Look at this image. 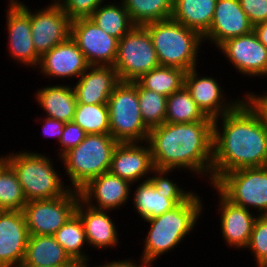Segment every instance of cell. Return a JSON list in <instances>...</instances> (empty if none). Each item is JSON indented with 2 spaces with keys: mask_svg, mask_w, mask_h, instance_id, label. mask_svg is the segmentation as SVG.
Instances as JSON below:
<instances>
[{
  "mask_svg": "<svg viewBox=\"0 0 267 267\" xmlns=\"http://www.w3.org/2000/svg\"><path fill=\"white\" fill-rule=\"evenodd\" d=\"M264 166L267 125L245 97L232 111L213 119L211 186L225 173Z\"/></svg>",
  "mask_w": 267,
  "mask_h": 267,
  "instance_id": "obj_1",
  "label": "cell"
},
{
  "mask_svg": "<svg viewBox=\"0 0 267 267\" xmlns=\"http://www.w3.org/2000/svg\"><path fill=\"white\" fill-rule=\"evenodd\" d=\"M147 142L157 173L186 169L199 178H207L211 186L212 118L193 123L164 122L149 131Z\"/></svg>",
  "mask_w": 267,
  "mask_h": 267,
  "instance_id": "obj_2",
  "label": "cell"
},
{
  "mask_svg": "<svg viewBox=\"0 0 267 267\" xmlns=\"http://www.w3.org/2000/svg\"><path fill=\"white\" fill-rule=\"evenodd\" d=\"M202 201V196L200 198V195L193 191L173 210L144 220L145 223H149V230L143 238V253L140 258L153 266V262L161 259L160 256L179 247L180 243L193 232L203 214L205 206Z\"/></svg>",
  "mask_w": 267,
  "mask_h": 267,
  "instance_id": "obj_3",
  "label": "cell"
},
{
  "mask_svg": "<svg viewBox=\"0 0 267 267\" xmlns=\"http://www.w3.org/2000/svg\"><path fill=\"white\" fill-rule=\"evenodd\" d=\"M149 32L160 66L188 72L198 66L203 37L195 30L169 18L143 25Z\"/></svg>",
  "mask_w": 267,
  "mask_h": 267,
  "instance_id": "obj_4",
  "label": "cell"
},
{
  "mask_svg": "<svg viewBox=\"0 0 267 267\" xmlns=\"http://www.w3.org/2000/svg\"><path fill=\"white\" fill-rule=\"evenodd\" d=\"M45 155L25 149L6 154V162L16 173L27 201L58 198L71 190L60 178V170L54 168L53 159Z\"/></svg>",
  "mask_w": 267,
  "mask_h": 267,
  "instance_id": "obj_5",
  "label": "cell"
},
{
  "mask_svg": "<svg viewBox=\"0 0 267 267\" xmlns=\"http://www.w3.org/2000/svg\"><path fill=\"white\" fill-rule=\"evenodd\" d=\"M118 142L110 134H87L83 141L61 158L69 187L79 190L89 180L109 172L114 148Z\"/></svg>",
  "mask_w": 267,
  "mask_h": 267,
  "instance_id": "obj_6",
  "label": "cell"
},
{
  "mask_svg": "<svg viewBox=\"0 0 267 267\" xmlns=\"http://www.w3.org/2000/svg\"><path fill=\"white\" fill-rule=\"evenodd\" d=\"M110 135L118 143L145 142L150 129L141 116L138 82H120L108 102Z\"/></svg>",
  "mask_w": 267,
  "mask_h": 267,
  "instance_id": "obj_7",
  "label": "cell"
},
{
  "mask_svg": "<svg viewBox=\"0 0 267 267\" xmlns=\"http://www.w3.org/2000/svg\"><path fill=\"white\" fill-rule=\"evenodd\" d=\"M213 186L231 203L267 215V166L225 173Z\"/></svg>",
  "mask_w": 267,
  "mask_h": 267,
  "instance_id": "obj_8",
  "label": "cell"
},
{
  "mask_svg": "<svg viewBox=\"0 0 267 267\" xmlns=\"http://www.w3.org/2000/svg\"><path fill=\"white\" fill-rule=\"evenodd\" d=\"M113 66L122 82L137 81L142 75L160 66L151 36L144 26L135 25L118 40Z\"/></svg>",
  "mask_w": 267,
  "mask_h": 267,
  "instance_id": "obj_9",
  "label": "cell"
},
{
  "mask_svg": "<svg viewBox=\"0 0 267 267\" xmlns=\"http://www.w3.org/2000/svg\"><path fill=\"white\" fill-rule=\"evenodd\" d=\"M169 176L168 173H157L149 180L138 182L131 200L141 221L173 210L193 192L192 189H184Z\"/></svg>",
  "mask_w": 267,
  "mask_h": 267,
  "instance_id": "obj_10",
  "label": "cell"
},
{
  "mask_svg": "<svg viewBox=\"0 0 267 267\" xmlns=\"http://www.w3.org/2000/svg\"><path fill=\"white\" fill-rule=\"evenodd\" d=\"M80 195L71 189L52 199L27 201L23 208L29 235H54L76 212Z\"/></svg>",
  "mask_w": 267,
  "mask_h": 267,
  "instance_id": "obj_11",
  "label": "cell"
},
{
  "mask_svg": "<svg viewBox=\"0 0 267 267\" xmlns=\"http://www.w3.org/2000/svg\"><path fill=\"white\" fill-rule=\"evenodd\" d=\"M6 11V30L9 58L24 67H38L40 56L32 41L31 8L20 0H8Z\"/></svg>",
  "mask_w": 267,
  "mask_h": 267,
  "instance_id": "obj_12",
  "label": "cell"
},
{
  "mask_svg": "<svg viewBox=\"0 0 267 267\" xmlns=\"http://www.w3.org/2000/svg\"><path fill=\"white\" fill-rule=\"evenodd\" d=\"M70 37L77 43L90 66H113L118 39L108 35L90 18L71 21Z\"/></svg>",
  "mask_w": 267,
  "mask_h": 267,
  "instance_id": "obj_13",
  "label": "cell"
},
{
  "mask_svg": "<svg viewBox=\"0 0 267 267\" xmlns=\"http://www.w3.org/2000/svg\"><path fill=\"white\" fill-rule=\"evenodd\" d=\"M218 50L241 76H251V79L267 76V48L254 31L226 40Z\"/></svg>",
  "mask_w": 267,
  "mask_h": 267,
  "instance_id": "obj_14",
  "label": "cell"
},
{
  "mask_svg": "<svg viewBox=\"0 0 267 267\" xmlns=\"http://www.w3.org/2000/svg\"><path fill=\"white\" fill-rule=\"evenodd\" d=\"M31 34L36 53L42 57L70 37L71 20L61 6L31 9Z\"/></svg>",
  "mask_w": 267,
  "mask_h": 267,
  "instance_id": "obj_15",
  "label": "cell"
},
{
  "mask_svg": "<svg viewBox=\"0 0 267 267\" xmlns=\"http://www.w3.org/2000/svg\"><path fill=\"white\" fill-rule=\"evenodd\" d=\"M109 172L128 180L135 186L138 182L154 177L157 172L153 165L149 143L147 141L118 143L112 154Z\"/></svg>",
  "mask_w": 267,
  "mask_h": 267,
  "instance_id": "obj_16",
  "label": "cell"
},
{
  "mask_svg": "<svg viewBox=\"0 0 267 267\" xmlns=\"http://www.w3.org/2000/svg\"><path fill=\"white\" fill-rule=\"evenodd\" d=\"M196 68L186 72L184 86L207 117L212 119L221 117L225 113L232 111L245 98L244 94L241 100L239 97L236 99L233 97V100H228V96H226V92L223 91L222 85L218 83V80L211 75H200Z\"/></svg>",
  "mask_w": 267,
  "mask_h": 267,
  "instance_id": "obj_17",
  "label": "cell"
},
{
  "mask_svg": "<svg viewBox=\"0 0 267 267\" xmlns=\"http://www.w3.org/2000/svg\"><path fill=\"white\" fill-rule=\"evenodd\" d=\"M130 186L133 187L128 180L106 172L89 180L78 191L85 204L95 209L113 211L129 203V194L133 192Z\"/></svg>",
  "mask_w": 267,
  "mask_h": 267,
  "instance_id": "obj_18",
  "label": "cell"
},
{
  "mask_svg": "<svg viewBox=\"0 0 267 267\" xmlns=\"http://www.w3.org/2000/svg\"><path fill=\"white\" fill-rule=\"evenodd\" d=\"M28 239L23 211L0 210V267L21 265Z\"/></svg>",
  "mask_w": 267,
  "mask_h": 267,
  "instance_id": "obj_19",
  "label": "cell"
},
{
  "mask_svg": "<svg viewBox=\"0 0 267 267\" xmlns=\"http://www.w3.org/2000/svg\"><path fill=\"white\" fill-rule=\"evenodd\" d=\"M254 25L240 6L239 0H217L209 31L203 42L218 48L226 40L252 32Z\"/></svg>",
  "mask_w": 267,
  "mask_h": 267,
  "instance_id": "obj_20",
  "label": "cell"
},
{
  "mask_svg": "<svg viewBox=\"0 0 267 267\" xmlns=\"http://www.w3.org/2000/svg\"><path fill=\"white\" fill-rule=\"evenodd\" d=\"M89 66L77 43L69 37L65 42L45 53L40 58L37 68L43 76L51 77V80L55 78H75L76 80Z\"/></svg>",
  "mask_w": 267,
  "mask_h": 267,
  "instance_id": "obj_21",
  "label": "cell"
},
{
  "mask_svg": "<svg viewBox=\"0 0 267 267\" xmlns=\"http://www.w3.org/2000/svg\"><path fill=\"white\" fill-rule=\"evenodd\" d=\"M213 189L219 196L218 211L219 221L222 238L225 240V244L231 246V248L246 249L249 243L250 236L253 230L254 222L257 218V214H253L251 210L244 207L237 206L227 200L213 185Z\"/></svg>",
  "mask_w": 267,
  "mask_h": 267,
  "instance_id": "obj_22",
  "label": "cell"
},
{
  "mask_svg": "<svg viewBox=\"0 0 267 267\" xmlns=\"http://www.w3.org/2000/svg\"><path fill=\"white\" fill-rule=\"evenodd\" d=\"M120 82L114 66H89L72 85L77 104H107Z\"/></svg>",
  "mask_w": 267,
  "mask_h": 267,
  "instance_id": "obj_23",
  "label": "cell"
},
{
  "mask_svg": "<svg viewBox=\"0 0 267 267\" xmlns=\"http://www.w3.org/2000/svg\"><path fill=\"white\" fill-rule=\"evenodd\" d=\"M109 212L111 210L95 209L79 199L76 213L84 224L87 247H94L95 250L118 247L120 237L118 227H115L117 223H114Z\"/></svg>",
  "mask_w": 267,
  "mask_h": 267,
  "instance_id": "obj_24",
  "label": "cell"
},
{
  "mask_svg": "<svg viewBox=\"0 0 267 267\" xmlns=\"http://www.w3.org/2000/svg\"><path fill=\"white\" fill-rule=\"evenodd\" d=\"M34 96L46 117L63 122L73 121L78 102L72 85L55 84L41 87Z\"/></svg>",
  "mask_w": 267,
  "mask_h": 267,
  "instance_id": "obj_25",
  "label": "cell"
},
{
  "mask_svg": "<svg viewBox=\"0 0 267 267\" xmlns=\"http://www.w3.org/2000/svg\"><path fill=\"white\" fill-rule=\"evenodd\" d=\"M74 262L53 235H29L21 265L67 267Z\"/></svg>",
  "mask_w": 267,
  "mask_h": 267,
  "instance_id": "obj_26",
  "label": "cell"
},
{
  "mask_svg": "<svg viewBox=\"0 0 267 267\" xmlns=\"http://www.w3.org/2000/svg\"><path fill=\"white\" fill-rule=\"evenodd\" d=\"M217 0H174L171 18L202 37L209 31Z\"/></svg>",
  "mask_w": 267,
  "mask_h": 267,
  "instance_id": "obj_27",
  "label": "cell"
},
{
  "mask_svg": "<svg viewBox=\"0 0 267 267\" xmlns=\"http://www.w3.org/2000/svg\"><path fill=\"white\" fill-rule=\"evenodd\" d=\"M104 1L89 17L105 33L120 40L135 24L132 22L122 0Z\"/></svg>",
  "mask_w": 267,
  "mask_h": 267,
  "instance_id": "obj_28",
  "label": "cell"
},
{
  "mask_svg": "<svg viewBox=\"0 0 267 267\" xmlns=\"http://www.w3.org/2000/svg\"><path fill=\"white\" fill-rule=\"evenodd\" d=\"M53 236L73 261H90L83 251L88 245L84 224L76 212Z\"/></svg>",
  "mask_w": 267,
  "mask_h": 267,
  "instance_id": "obj_29",
  "label": "cell"
},
{
  "mask_svg": "<svg viewBox=\"0 0 267 267\" xmlns=\"http://www.w3.org/2000/svg\"><path fill=\"white\" fill-rule=\"evenodd\" d=\"M185 74L181 68L159 66L142 75L137 82L145 89L168 97L184 86Z\"/></svg>",
  "mask_w": 267,
  "mask_h": 267,
  "instance_id": "obj_30",
  "label": "cell"
},
{
  "mask_svg": "<svg viewBox=\"0 0 267 267\" xmlns=\"http://www.w3.org/2000/svg\"><path fill=\"white\" fill-rule=\"evenodd\" d=\"M207 118L185 86L167 97L165 123H193Z\"/></svg>",
  "mask_w": 267,
  "mask_h": 267,
  "instance_id": "obj_31",
  "label": "cell"
},
{
  "mask_svg": "<svg viewBox=\"0 0 267 267\" xmlns=\"http://www.w3.org/2000/svg\"><path fill=\"white\" fill-rule=\"evenodd\" d=\"M132 22L145 25L171 18L174 0H122Z\"/></svg>",
  "mask_w": 267,
  "mask_h": 267,
  "instance_id": "obj_32",
  "label": "cell"
},
{
  "mask_svg": "<svg viewBox=\"0 0 267 267\" xmlns=\"http://www.w3.org/2000/svg\"><path fill=\"white\" fill-rule=\"evenodd\" d=\"M73 121L87 134H110L107 104H77Z\"/></svg>",
  "mask_w": 267,
  "mask_h": 267,
  "instance_id": "obj_33",
  "label": "cell"
},
{
  "mask_svg": "<svg viewBox=\"0 0 267 267\" xmlns=\"http://www.w3.org/2000/svg\"><path fill=\"white\" fill-rule=\"evenodd\" d=\"M26 203L17 175L6 162L0 168V210L22 211Z\"/></svg>",
  "mask_w": 267,
  "mask_h": 267,
  "instance_id": "obj_34",
  "label": "cell"
},
{
  "mask_svg": "<svg viewBox=\"0 0 267 267\" xmlns=\"http://www.w3.org/2000/svg\"><path fill=\"white\" fill-rule=\"evenodd\" d=\"M138 100L141 116L151 130L165 122L167 97L155 91L143 88L138 83Z\"/></svg>",
  "mask_w": 267,
  "mask_h": 267,
  "instance_id": "obj_35",
  "label": "cell"
},
{
  "mask_svg": "<svg viewBox=\"0 0 267 267\" xmlns=\"http://www.w3.org/2000/svg\"><path fill=\"white\" fill-rule=\"evenodd\" d=\"M246 248L253 253L256 263L267 253V215L257 216Z\"/></svg>",
  "mask_w": 267,
  "mask_h": 267,
  "instance_id": "obj_36",
  "label": "cell"
},
{
  "mask_svg": "<svg viewBox=\"0 0 267 267\" xmlns=\"http://www.w3.org/2000/svg\"><path fill=\"white\" fill-rule=\"evenodd\" d=\"M87 133L74 121L65 122L64 130L60 138L58 147L57 161L70 149L77 147L83 139L86 137Z\"/></svg>",
  "mask_w": 267,
  "mask_h": 267,
  "instance_id": "obj_37",
  "label": "cell"
},
{
  "mask_svg": "<svg viewBox=\"0 0 267 267\" xmlns=\"http://www.w3.org/2000/svg\"><path fill=\"white\" fill-rule=\"evenodd\" d=\"M107 0H66L61 6L71 21L89 18L91 14Z\"/></svg>",
  "mask_w": 267,
  "mask_h": 267,
  "instance_id": "obj_38",
  "label": "cell"
},
{
  "mask_svg": "<svg viewBox=\"0 0 267 267\" xmlns=\"http://www.w3.org/2000/svg\"><path fill=\"white\" fill-rule=\"evenodd\" d=\"M239 3L253 25L267 21V0H239Z\"/></svg>",
  "mask_w": 267,
  "mask_h": 267,
  "instance_id": "obj_39",
  "label": "cell"
},
{
  "mask_svg": "<svg viewBox=\"0 0 267 267\" xmlns=\"http://www.w3.org/2000/svg\"><path fill=\"white\" fill-rule=\"evenodd\" d=\"M44 119L38 118V122H40V120L43 122V127H42V135H45V137H53L54 139H57V141H60V138L62 136L63 130H64V125L65 122L57 120V119H53V118H49V117H43Z\"/></svg>",
  "mask_w": 267,
  "mask_h": 267,
  "instance_id": "obj_40",
  "label": "cell"
},
{
  "mask_svg": "<svg viewBox=\"0 0 267 267\" xmlns=\"http://www.w3.org/2000/svg\"><path fill=\"white\" fill-rule=\"evenodd\" d=\"M245 97L254 105V107L260 112L262 115L266 125H267V90L263 92L262 95L254 92H245Z\"/></svg>",
  "mask_w": 267,
  "mask_h": 267,
  "instance_id": "obj_41",
  "label": "cell"
},
{
  "mask_svg": "<svg viewBox=\"0 0 267 267\" xmlns=\"http://www.w3.org/2000/svg\"><path fill=\"white\" fill-rule=\"evenodd\" d=\"M140 259H139V261L137 260V262H136V260L133 261L132 258H130V259L128 258V259H124V260L117 259V260L110 261V262L108 260V262H106V263L99 264V266L94 265L93 267H152V265L145 262L142 258H140Z\"/></svg>",
  "mask_w": 267,
  "mask_h": 267,
  "instance_id": "obj_42",
  "label": "cell"
},
{
  "mask_svg": "<svg viewBox=\"0 0 267 267\" xmlns=\"http://www.w3.org/2000/svg\"><path fill=\"white\" fill-rule=\"evenodd\" d=\"M253 31L260 42L267 48V21L254 25Z\"/></svg>",
  "mask_w": 267,
  "mask_h": 267,
  "instance_id": "obj_43",
  "label": "cell"
},
{
  "mask_svg": "<svg viewBox=\"0 0 267 267\" xmlns=\"http://www.w3.org/2000/svg\"><path fill=\"white\" fill-rule=\"evenodd\" d=\"M67 267H91L89 262H83V261H74Z\"/></svg>",
  "mask_w": 267,
  "mask_h": 267,
  "instance_id": "obj_44",
  "label": "cell"
},
{
  "mask_svg": "<svg viewBox=\"0 0 267 267\" xmlns=\"http://www.w3.org/2000/svg\"><path fill=\"white\" fill-rule=\"evenodd\" d=\"M257 267H267V253L256 263Z\"/></svg>",
  "mask_w": 267,
  "mask_h": 267,
  "instance_id": "obj_45",
  "label": "cell"
},
{
  "mask_svg": "<svg viewBox=\"0 0 267 267\" xmlns=\"http://www.w3.org/2000/svg\"><path fill=\"white\" fill-rule=\"evenodd\" d=\"M66 0H52L49 6H62Z\"/></svg>",
  "mask_w": 267,
  "mask_h": 267,
  "instance_id": "obj_46",
  "label": "cell"
},
{
  "mask_svg": "<svg viewBox=\"0 0 267 267\" xmlns=\"http://www.w3.org/2000/svg\"><path fill=\"white\" fill-rule=\"evenodd\" d=\"M6 163V155L0 157V168Z\"/></svg>",
  "mask_w": 267,
  "mask_h": 267,
  "instance_id": "obj_47",
  "label": "cell"
},
{
  "mask_svg": "<svg viewBox=\"0 0 267 267\" xmlns=\"http://www.w3.org/2000/svg\"><path fill=\"white\" fill-rule=\"evenodd\" d=\"M18 267H41V266H33V265H19ZM46 267V266H45Z\"/></svg>",
  "mask_w": 267,
  "mask_h": 267,
  "instance_id": "obj_48",
  "label": "cell"
}]
</instances>
